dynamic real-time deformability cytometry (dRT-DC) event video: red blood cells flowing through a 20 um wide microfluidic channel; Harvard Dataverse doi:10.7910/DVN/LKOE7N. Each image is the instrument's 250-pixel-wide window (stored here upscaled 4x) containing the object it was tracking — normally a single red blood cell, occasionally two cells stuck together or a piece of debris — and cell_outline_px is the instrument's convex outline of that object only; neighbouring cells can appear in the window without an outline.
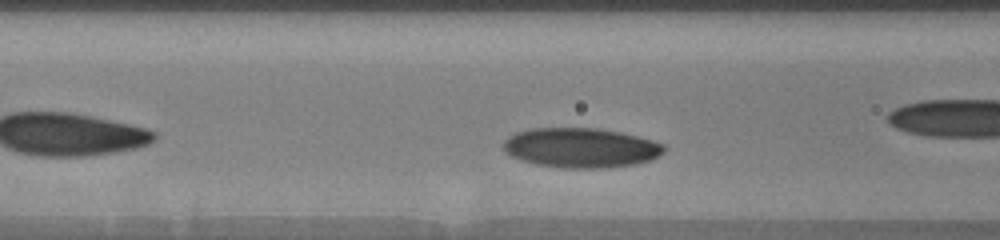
{"species": "human", "species_latin": "Homo sapiens", "temperature_condition": "warm", "stored_images_in_passage": 35, "camera_frame_rate_fps": 3000, "um_per_image_px": 0.085, "donor": {"sex": "male"}, "frame": {"image": 1, "passage_image": 6, "time_ms": 1.667, "image_size_px": [1000, 240], "cell_outline_px": [[664, 152], [660, 156], [652, 160], [636, 164], [604, 168], [564, 168], [536, 164], [520, 160], [508, 156], [504, 152], [504, 140], [508, 136], [516, 132], [532, 128], [596, 128], [620, 132], [652, 140], [664, 144]], "centroid_in_image_um": [49.35, 12.57], "position_along_channel_um": 117.2, "area_um2": 37.45}, "authors_computed_cell_mechanics": {"area_um2": 37.4544, "velocity_mm_per_s": 3.5539, "shape_relaxation_time_tau1_ms": 1.3207, "shape_relaxation_time_tau2_ms": 5.8682, "deformation_change_tau1": 0.093, "deformation_change_tau2": 0.1493}}